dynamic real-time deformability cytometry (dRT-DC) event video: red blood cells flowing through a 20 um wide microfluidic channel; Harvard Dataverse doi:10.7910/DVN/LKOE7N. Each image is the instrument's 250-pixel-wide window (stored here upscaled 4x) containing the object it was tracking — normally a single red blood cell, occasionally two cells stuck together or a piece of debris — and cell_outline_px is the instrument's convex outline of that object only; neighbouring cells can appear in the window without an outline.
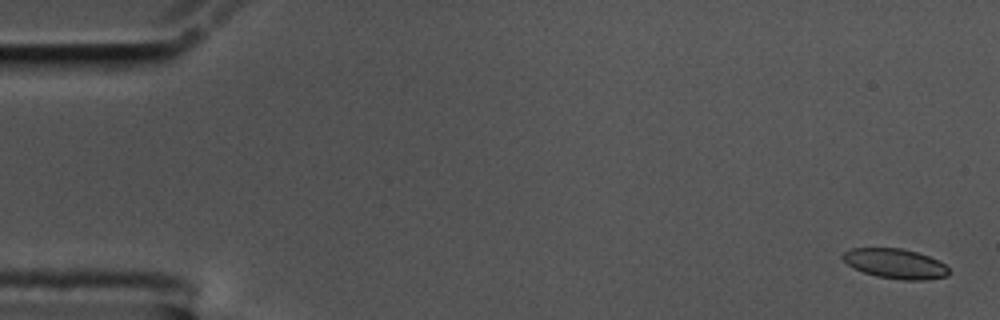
{"species": "common noctule bat (a hibernating species)", "species_latin": "Nyctalus noctula", "temperature_condition": "cold", "stored_images_in_passage": 58, "camera_frame_rate_fps": 3000, "um_per_image_px": 0.085, "animal": {"sex": "male", "body_mass_g": 17.5, "forearm_length_mm": 52.3}, "frame": {"image": 1, "passage_image": 2, "time_ms": 0.333, "image_size_px": [1000, 320], "cell_outline_px": [[948, 276], [924, 280], [904, 280], [876, 276], [864, 272], [848, 264], [840, 256], [844, 252], [852, 248], [900, 248], [916, 252], [928, 256], [944, 264], [948, 268]], "centroid_in_image_um": [76.09, 22.41], "position_along_channel_um": 8.9, "area_um2": 18.21}}
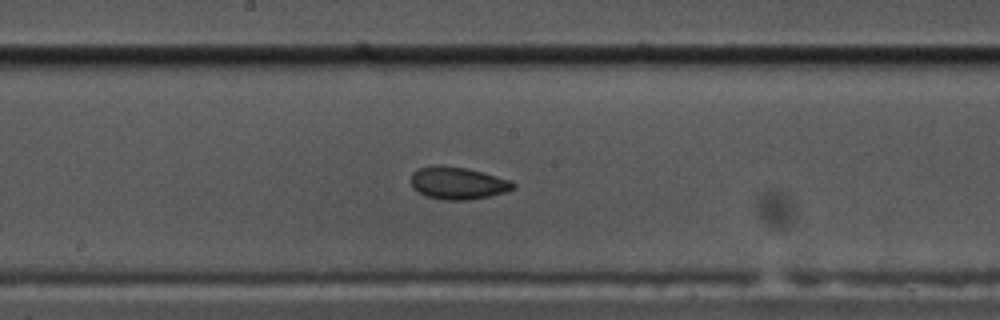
{"frame": {"image": 2, "passage_image": 31, "time_ms": 10.0, "image_size_px": [1000, 320], "cell_outline_px": [[516, 184], [512, 188], [504, 192], [488, 196], [468, 200], [444, 200], [428, 196], [412, 188], [412, 172], [416, 168], [432, 164], [440, 164], [464, 168], [512, 180]], "centroid_in_image_um": [38.87, 15.54], "position_along_channel_um": 209.3, "area_um2": 19.19}}
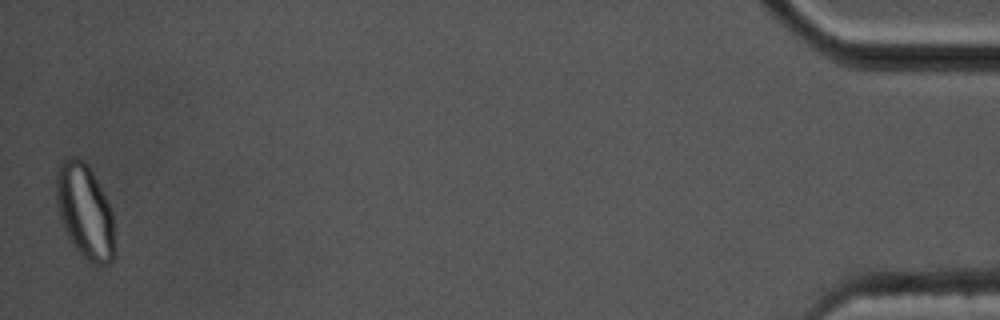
{"frame": {"image": 3, "passage_image": 58, "time_ms": 19.0, "image_size_px": [1000, 320], "cell_outline_px": [[116, 256], [108, 264], [88, 264], [84, 260], [72, 244], [64, 228], [56, 204], [56, 168], [64, 160], [72, 156], [76, 156], [84, 160], [88, 164], [112, 212], [116, 252]], "centroid_in_image_um": [7.22, 18.01], "position_along_channel_um": 428.0, "area_um2": 32.48}, "authors_computed_cell_mechanics": {"area_um2": 19.1607, "velocity_mm_per_s": 3.4597, "shape_relaxation_time_tau1_ms": 5.4894, "shape_relaxation_time_tau2_ms": 2.4191, "deformation_change_tau1": 0.124, "deformation_change_tau2": 0.0588}}